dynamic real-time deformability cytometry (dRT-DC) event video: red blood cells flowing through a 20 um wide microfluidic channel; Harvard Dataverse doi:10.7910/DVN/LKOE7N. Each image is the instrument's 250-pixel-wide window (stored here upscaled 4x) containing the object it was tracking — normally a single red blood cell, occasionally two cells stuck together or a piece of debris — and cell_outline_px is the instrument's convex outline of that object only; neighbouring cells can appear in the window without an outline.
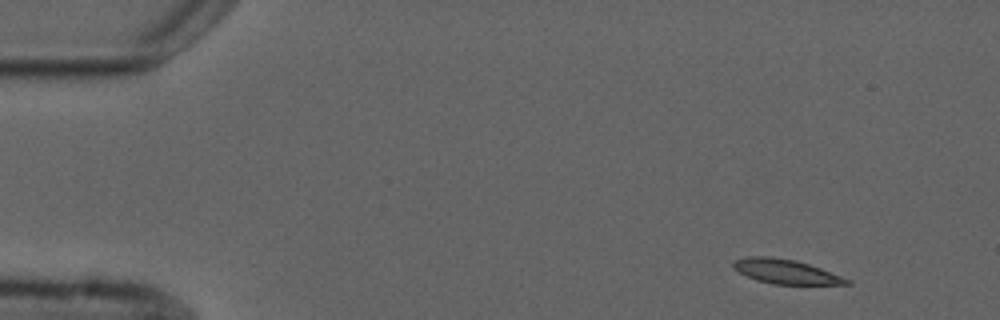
{"species": "common noctule bat (a hibernating species)", "species_latin": "Nyctalus noctula", "temperature_condition": "cold", "stored_images_in_passage": 4, "camera_frame_rate_fps": 3000, "um_per_image_px": 0.085, "animal": {"sex": "male", "forearm_length_mm": 52.5}, "frame": {"image": 1, "passage_image": 1, "time_ms": 0.0, "image_size_px": [1000, 320], "cell_outline_px": [[852, 284], [772, 284], [756, 280], [732, 268], [732, 264], [736, 260], [748, 256], [768, 256], [796, 260], [820, 268], [852, 280]], "centroid_in_image_um": [66.79, 23.08], "position_along_channel_um": 18.2, "area_um2": 16.01}}